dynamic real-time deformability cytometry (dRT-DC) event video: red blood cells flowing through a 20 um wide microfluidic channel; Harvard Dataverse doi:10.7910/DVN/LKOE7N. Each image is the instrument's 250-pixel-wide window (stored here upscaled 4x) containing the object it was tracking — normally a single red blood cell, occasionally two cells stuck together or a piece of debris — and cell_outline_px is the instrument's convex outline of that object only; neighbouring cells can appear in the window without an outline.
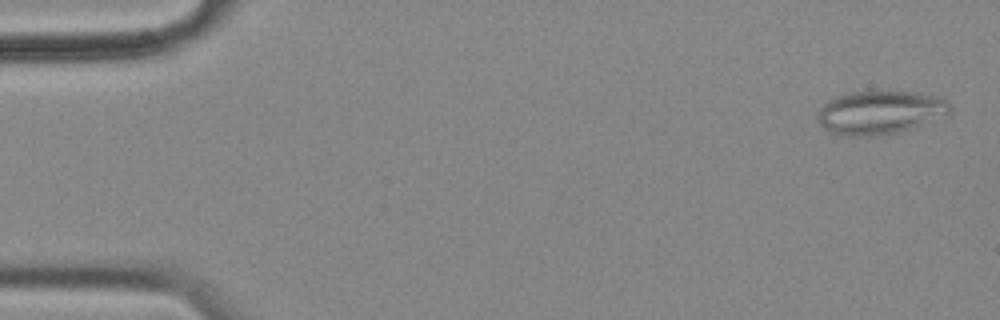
{"species": "common noctule bat (a hibernating species)", "species_latin": "Nyctalus noctula", "temperature_condition": "cold", "stored_images_in_passage": 6, "camera_frame_rate_fps": 3000, "um_per_image_px": 0.085, "animal": {"sex": "female", "body_mass_g": 18.4}, "frame": {"image": 1, "passage_image": 1, "time_ms": 0.0, "image_size_px": [1000, 320], "cell_outline_px": [[952, 112], [912, 128], [900, 132], [876, 136], [848, 136], [832, 132], [824, 128], [820, 124], [816, 116], [816, 112], [828, 100], [836, 96], [852, 92], [916, 92], [944, 96], [948, 100], [952, 108]], "centroid_in_image_um": [74.83, 9.55], "position_along_channel_um": 10.2, "area_um2": 33.7}}